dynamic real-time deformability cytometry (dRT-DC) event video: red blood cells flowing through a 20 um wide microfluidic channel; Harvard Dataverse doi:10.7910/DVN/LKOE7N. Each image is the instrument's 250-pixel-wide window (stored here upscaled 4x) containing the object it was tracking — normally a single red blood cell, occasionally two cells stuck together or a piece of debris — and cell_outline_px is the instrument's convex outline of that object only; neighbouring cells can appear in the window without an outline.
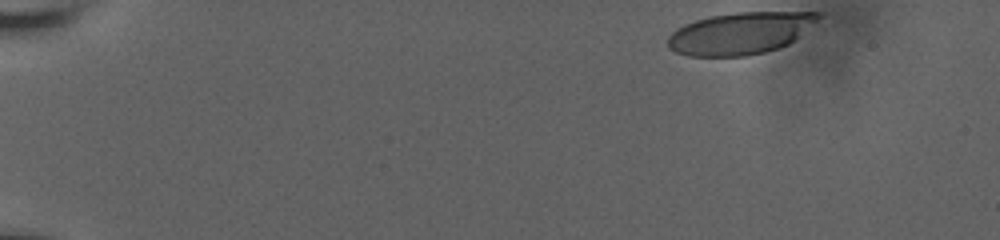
{"species": "human", "species_latin": "Homo sapiens", "temperature_condition": "room temperature", "stored_images_in_passage": 43, "camera_frame_rate_fps": 3000, "um_per_image_px": 0.085, "donor": {"sex": "male"}, "frame": {"image": 1, "passage_image": 1, "time_ms": 0.0, "image_size_px": [1000, 240], "cell_outline_px": [[820, 16], [816, 20], [788, 44], [764, 52], [744, 56], [688, 56], [676, 52], [668, 48], [668, 36], [676, 28], [684, 24], [696, 20], [712, 16], [736, 12], [820, 12]], "centroid_in_image_um": [62.84, 2.83], "position_along_channel_um": 22.2, "area_um2": 36.3}}
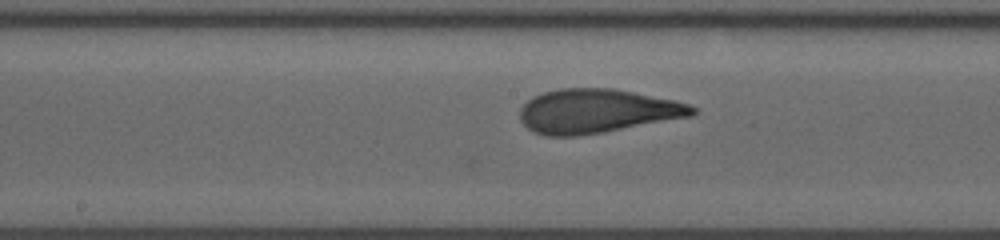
{"frame": {"image": 2, "passage_image": 25, "time_ms": 8.333, "image_size_px": [1000, 240], "cell_outline_px": [[696, 112], [692, 116], [604, 132], [576, 136], [544, 136], [532, 132], [520, 120], [520, 108], [532, 96], [544, 92], [560, 88], [612, 88], [676, 100], [688, 104], [696, 108]], "centroid_in_image_um": [50.72, 9.44], "position_along_channel_um": 197.5, "area_um2": 44.33}}
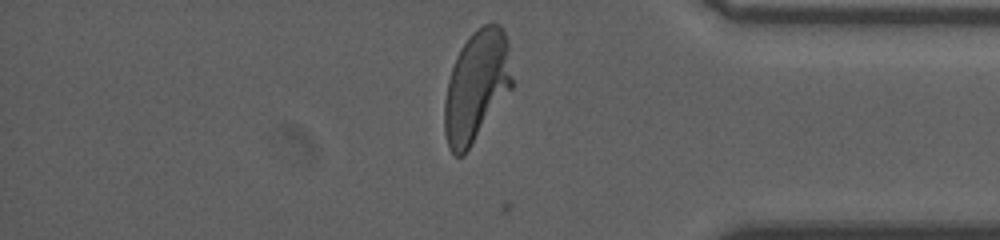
{"frame": {"image": 3, "passage_image": 42, "time_ms": 14.0, "image_size_px": [1000, 240], "cell_outline_px": [[512, 88], [464, 156], [456, 156], [448, 148], [444, 132], [444, 100], [448, 80], [456, 56], [460, 48], [468, 36], [476, 28], [484, 24], [500, 24], [504, 32], [508, 44], [512, 80]], "centroid_in_image_um": [40.48, 7.34], "position_along_channel_um": 394.7, "area_um2": 43.87}, "authors_computed_cell_mechanics": {"area_um2": 42.9454, "velocity_mm_per_s": 3.7532, "shape_relaxation_time_tau1_ms": 5.8642, "shape_relaxation_time_tau2_ms": 0.9349, "deformation_change_tau1": 0.2497, "deformation_change_tau2": 0.0915}}